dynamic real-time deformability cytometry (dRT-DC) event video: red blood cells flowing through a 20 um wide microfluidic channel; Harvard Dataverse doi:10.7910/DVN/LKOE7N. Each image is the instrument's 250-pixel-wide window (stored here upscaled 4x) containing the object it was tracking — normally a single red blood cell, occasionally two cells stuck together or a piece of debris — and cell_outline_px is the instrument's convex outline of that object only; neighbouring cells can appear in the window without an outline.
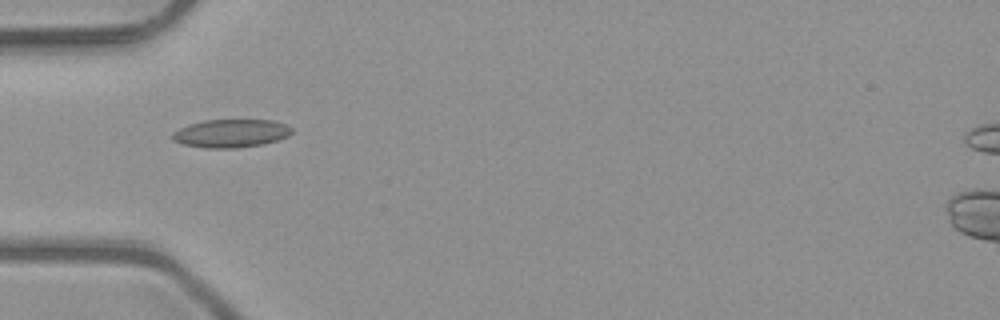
{"species": "common noctule bat (a hibernating species)", "species_latin": "Nyctalus noctula", "temperature_condition": "room temperature", "stored_images_in_passage": 3, "camera_frame_rate_fps": 3000, "um_per_image_px": 0.085, "animal": {"sex": "male", "body_mass_g": 23.1, "forearm_length_mm": 52.7}, "frame": {"image": 1, "passage_image": 1, "time_ms": 0.0, "image_size_px": [1000, 320], "cell_outline_px": [[292, 132], [288, 136], [264, 144], [236, 148], [204, 148], [184, 144], [172, 140], [172, 136], [180, 128], [188, 124], [204, 120], [272, 120], [284, 124], [292, 128]], "centroid_in_image_um": [19.64, 11.34], "position_along_channel_um": 65.4, "area_um2": 19.48}}
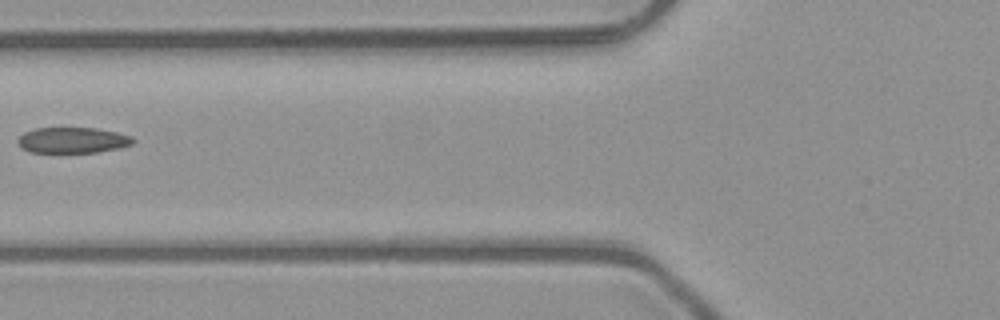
{"frame": {"image": 2, "passage_image": 2, "time_ms": 0.333, "image_size_px": [1000, 320], "cell_outline_px": [[136, 140], [132, 144], [120, 148], [96, 152], [28, 152], [20, 148], [16, 140], [24, 132], [36, 128], [96, 128], [116, 132], [132, 136]], "centroid_in_image_um": [6.16, 11.92], "position_along_channel_um": 119.6, "area_um2": 17.4}}
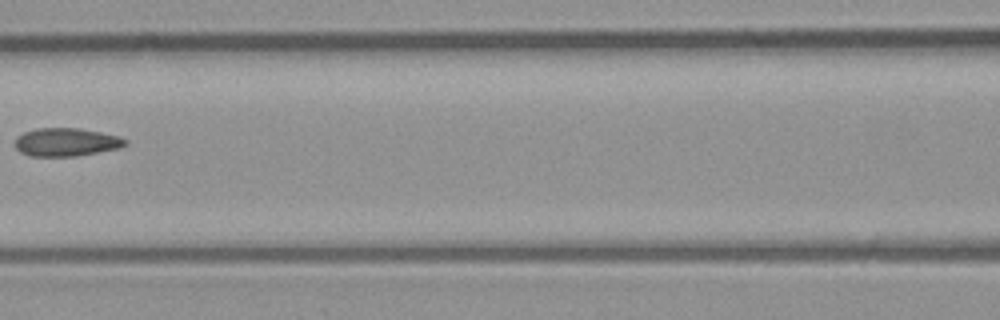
{"frame": {"image": 3, "passage_image": 3, "time_ms": 0.667, "image_size_px": [1000, 320], "cell_outline_px": [[128, 144], [116, 148], [76, 156], [32, 156], [20, 152], [16, 148], [16, 136], [24, 132], [36, 128], [76, 128], [100, 132], [116, 136], [128, 140]], "centroid_in_image_um": [5.59, 12.07], "position_along_channel_um": 161.0, "area_um2": 17.86}}